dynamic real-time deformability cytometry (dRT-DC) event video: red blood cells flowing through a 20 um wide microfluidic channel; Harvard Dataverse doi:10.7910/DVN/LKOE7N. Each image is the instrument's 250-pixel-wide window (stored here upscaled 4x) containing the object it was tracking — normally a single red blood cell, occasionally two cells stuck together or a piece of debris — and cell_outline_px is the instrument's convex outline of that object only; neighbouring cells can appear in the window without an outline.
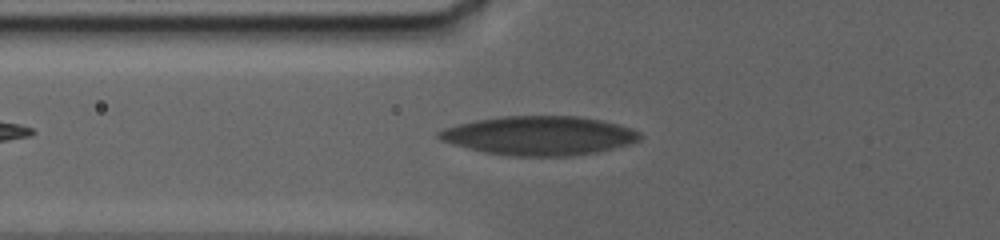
{"species": "human", "species_latin": "Homo sapiens", "temperature_condition": "warm", "stored_images_in_passage": 8, "camera_frame_rate_fps": 3000, "um_per_image_px": 0.085, "donor": {"sex": "female"}, "frame": {"image": 1, "passage_image": 4, "time_ms": 1.667, "image_size_px": [1000, 240], "cell_outline_px": [[640, 140], [612, 148], [596, 152], [572, 156], [508, 156], [484, 152], [452, 144], [440, 140], [436, 136], [436, 132], [444, 128], [476, 120], [500, 116], [576, 116], [600, 120], [616, 124], [640, 132]], "centroid_in_image_um": [45.77, 11.53], "position_along_channel_um": 80.0, "area_um2": 45.43}}
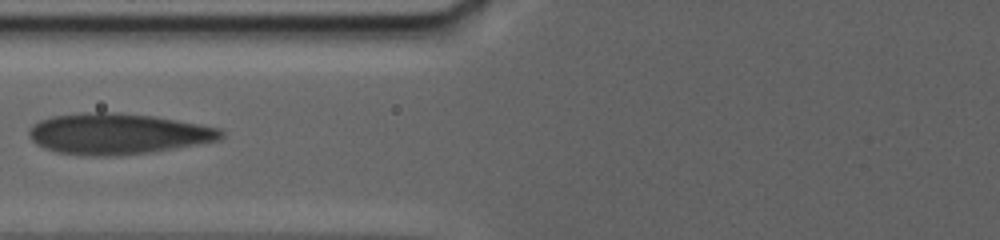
{"frame": {"image": 2, "passage_image": 6, "time_ms": 3.0, "image_size_px": [1000, 240], "cell_outline_px": [[224, 136], [220, 140], [148, 152], [116, 156], [92, 156], [56, 152], [44, 148], [36, 144], [28, 136], [28, 132], [32, 124], [40, 120], [52, 116], [80, 112], [116, 112], [152, 116], [220, 128], [224, 132]], "centroid_in_image_um": [9.95, 11.37], "position_along_channel_um": 115.8, "area_um2": 45.66}}
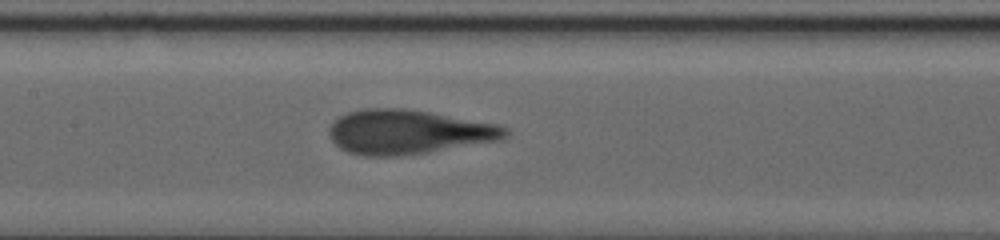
{"frame": {"image": 3, "passage_image": 8, "time_ms": 5.0, "image_size_px": [1000, 240], "cell_outline_px": [[508, 132], [500, 140], [404, 156], [364, 156], [348, 152], [340, 148], [332, 140], [328, 132], [328, 128], [332, 120], [348, 112], [364, 108], [404, 108], [428, 112], [496, 124], [504, 128]], "centroid_in_image_um": [34.61, 11.22], "position_along_channel_um": 172.8, "area_um2": 45.32}}